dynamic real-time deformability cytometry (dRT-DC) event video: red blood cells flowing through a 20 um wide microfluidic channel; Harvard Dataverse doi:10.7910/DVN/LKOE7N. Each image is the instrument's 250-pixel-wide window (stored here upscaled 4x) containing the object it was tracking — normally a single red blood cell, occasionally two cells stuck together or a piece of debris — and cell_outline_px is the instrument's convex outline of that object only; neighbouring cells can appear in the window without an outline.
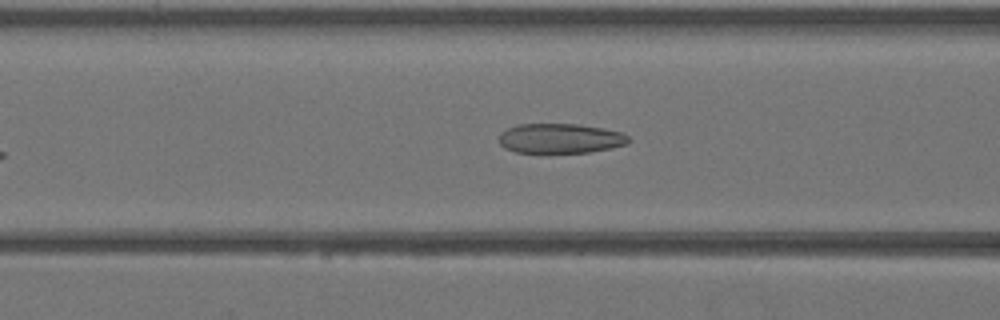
{"species": "Egyptian fruit bat (a non-hibernating species)", "species_latin": "Rousettus aegyptiacus", "temperature_condition": "warm", "stored_images_in_passage": 31, "camera_frame_rate_fps": 3000, "um_per_image_px": 0.085, "animal": {"sex": "female"}, "frame": {"image": 1, "passage_image": 11, "time_ms": 3.333, "image_size_px": [1000, 320], "cell_outline_px": [[632, 140], [628, 144], [612, 148], [588, 152], [516, 152], [504, 148], [500, 144], [500, 132], [516, 124], [580, 124], [604, 128], [620, 132], [628, 136]], "centroid_in_image_um": [47.65, 11.75], "position_along_channel_um": 119.0, "area_um2": 22.54}}
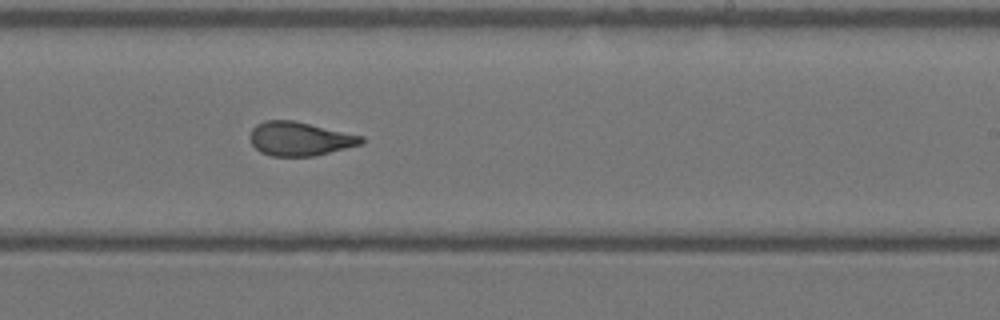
{"frame": {"image": 2, "passage_image": 20, "time_ms": 6.333, "image_size_px": [1000, 320], "cell_outline_px": [[364, 144], [312, 156], [272, 156], [260, 152], [248, 140], [248, 136], [252, 128], [256, 124], [264, 120], [292, 120], [364, 136]], "centroid_in_image_um": [25.45, 11.79], "position_along_channel_um": 263.6, "area_um2": 22.08}}
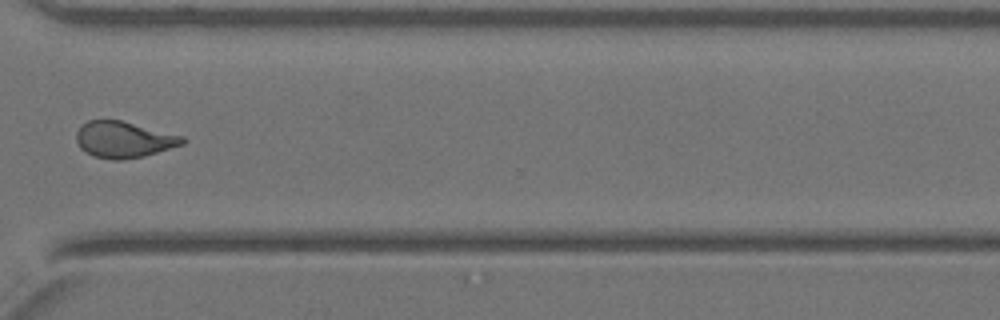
{"frame": {"image": 3, "passage_image": 26, "time_ms": 8.333, "image_size_px": [1000, 320], "cell_outline_px": [[188, 140], [184, 144], [144, 156], [120, 160], [112, 160], [92, 156], [80, 148], [76, 140], [76, 132], [88, 120], [120, 120], [184, 136]], "centroid_in_image_um": [10.53, 11.87], "position_along_channel_um": 360.1, "area_um2": 22.43}}